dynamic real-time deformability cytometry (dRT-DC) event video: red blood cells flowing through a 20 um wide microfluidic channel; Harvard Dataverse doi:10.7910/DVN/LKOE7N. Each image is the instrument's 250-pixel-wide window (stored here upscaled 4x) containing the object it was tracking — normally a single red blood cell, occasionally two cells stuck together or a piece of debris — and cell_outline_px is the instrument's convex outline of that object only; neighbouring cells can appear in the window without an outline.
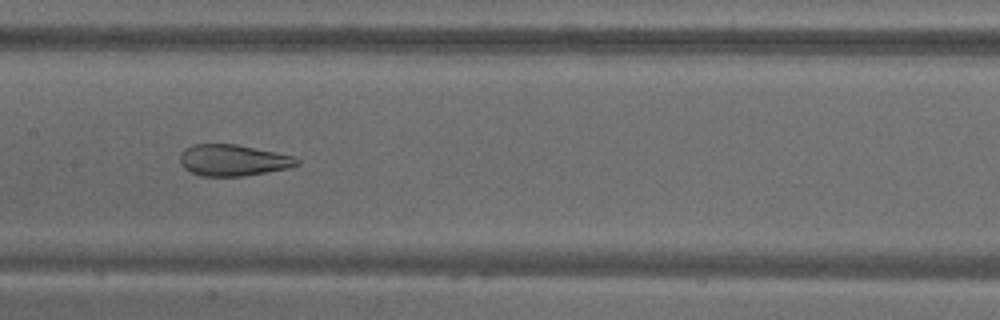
{"species": "common noctule bat (a hibernating species)", "species_latin": "Nyctalus noctula", "temperature_condition": "warm", "stored_images_in_passage": 7, "camera_frame_rate_fps": 3000, "um_per_image_px": 0.085, "animal": {"sex": "male", "body_mass_g": 18.8}, "frame": {"image": 1, "passage_image": 5, "time_ms": 1.333, "image_size_px": [1000, 320], "cell_outline_px": [[300, 164], [288, 168], [240, 176], [200, 176], [184, 168], [180, 160], [180, 152], [184, 148], [192, 144], [236, 144], [292, 156], [300, 160]], "centroid_in_image_um": [19.76, 13.61], "position_along_channel_um": 187.6, "area_um2": 21.15}}
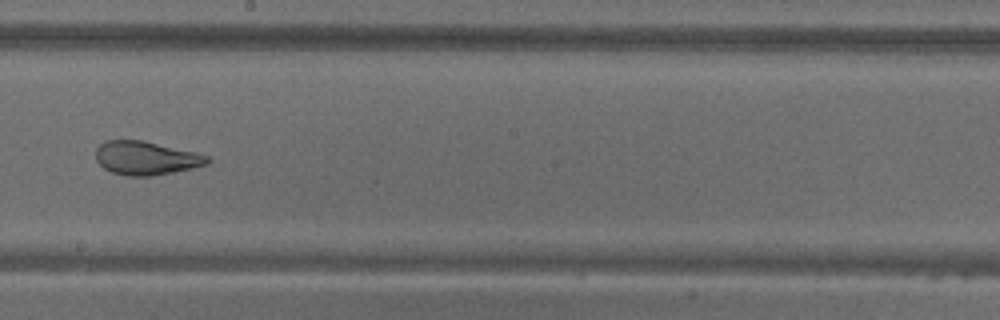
{"frame": {"image": 2, "passage_image": 6, "time_ms": 1.667, "image_size_px": [1000, 320], "cell_outline_px": [[212, 160], [208, 164], [192, 168], [152, 176], [128, 176], [112, 172], [104, 168], [96, 160], [96, 148], [100, 144], [108, 140], [144, 140], [196, 152], [208, 156]], "centroid_in_image_um": [12.43, 13.43], "position_along_channel_um": 235.8, "area_um2": 21.91}}
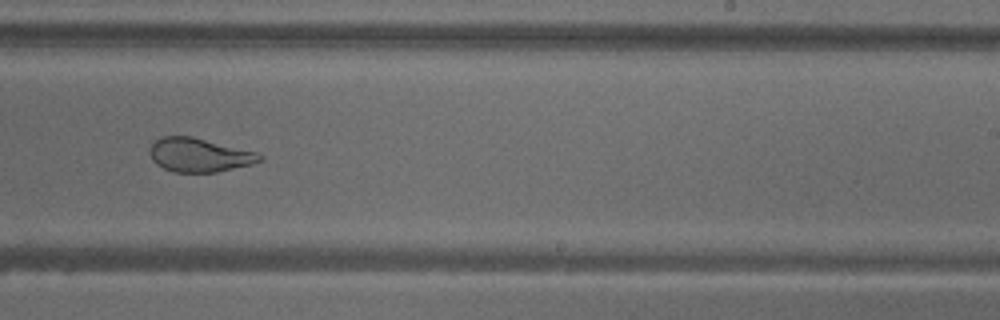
{"frame": {"image": 3, "passage_image": 7, "time_ms": 2.0, "image_size_px": [1000, 320], "cell_outline_px": [[264, 160], [252, 164], [216, 172], [176, 172], [164, 168], [156, 164], [152, 160], [148, 152], [152, 144], [160, 136], [192, 136], [256, 152], [264, 156]], "centroid_in_image_um": [16.93, 13.17], "position_along_channel_um": 272.1, "area_um2": 21.68}}